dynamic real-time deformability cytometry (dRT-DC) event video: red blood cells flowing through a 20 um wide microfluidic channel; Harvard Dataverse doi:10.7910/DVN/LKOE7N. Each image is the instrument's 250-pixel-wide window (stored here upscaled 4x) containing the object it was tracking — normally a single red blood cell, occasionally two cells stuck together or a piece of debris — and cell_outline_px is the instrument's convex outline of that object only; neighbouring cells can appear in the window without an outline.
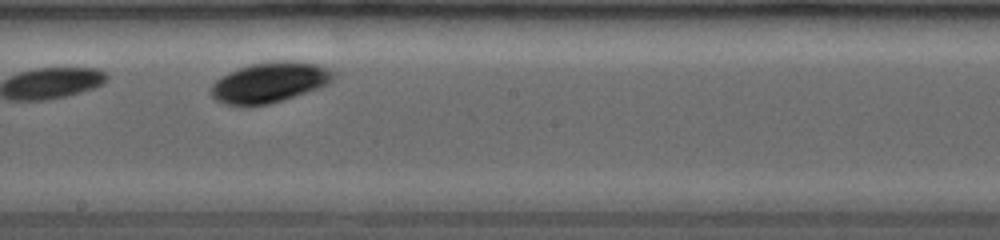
{"species": "common noctule bat (a hibernating species)", "species_latin": "Nyctalus noctula", "temperature_condition": "room temperature", "stored_images_in_passage": 12, "camera_frame_rate_fps": 3500, "um_per_image_px": 0.085, "animal": {"sex": "female", "body_mass_g": 19.0, "forearm_length_mm": 53.3}, "frame": {"image": 1, "passage_image": 6, "time_ms": 4.286, "image_size_px": [1000, 240], "cell_outline_px": [[336, 76], [328, 84], [320, 88], [268, 104], [224, 104], [216, 100], [212, 96], [212, 84], [220, 76], [228, 72], [252, 64], [272, 60], [292, 60], [316, 64], [328, 68]], "centroid_in_image_um": [22.94, 6.97], "position_along_channel_um": 225.3, "area_um2": 28.5}}
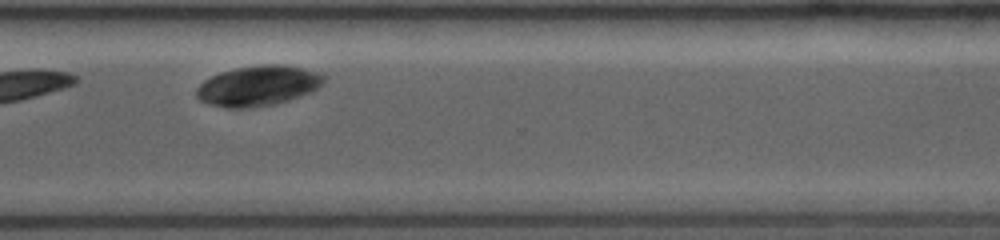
{"frame": {"image": 2, "passage_image": 10, "time_ms": 7.429, "image_size_px": [1000, 240], "cell_outline_px": [[324, 84], [300, 96], [276, 104], [256, 108], [224, 108], [208, 104], [200, 100], [196, 96], [196, 88], [204, 80], [220, 72], [236, 68], [264, 64], [284, 64], [316, 72], [324, 76]], "centroid_in_image_um": [21.89, 7.31], "position_along_channel_um": 348.7, "area_um2": 29.88}}
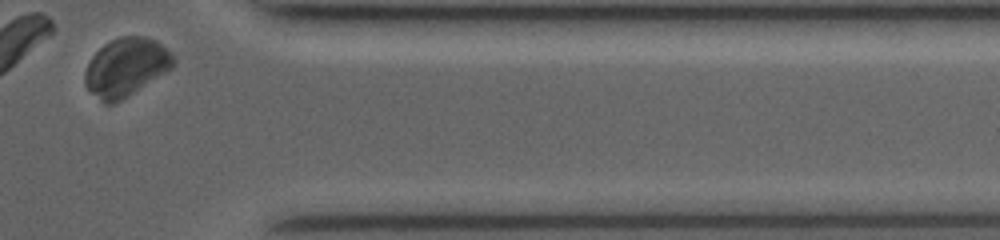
{"frame": {"image": 3, "passage_image": 12, "time_ms": 8.857, "image_size_px": [1000, 240], "cell_outline_px": [[176, 64], [172, 68], [128, 96], [112, 104], [104, 104], [84, 84], [84, 72], [92, 56], [104, 44], [120, 36], [148, 36], [156, 40], [176, 60]], "centroid_in_image_um": [10.7, 5.7], "position_along_channel_um": 400.7, "area_um2": 29.77}}